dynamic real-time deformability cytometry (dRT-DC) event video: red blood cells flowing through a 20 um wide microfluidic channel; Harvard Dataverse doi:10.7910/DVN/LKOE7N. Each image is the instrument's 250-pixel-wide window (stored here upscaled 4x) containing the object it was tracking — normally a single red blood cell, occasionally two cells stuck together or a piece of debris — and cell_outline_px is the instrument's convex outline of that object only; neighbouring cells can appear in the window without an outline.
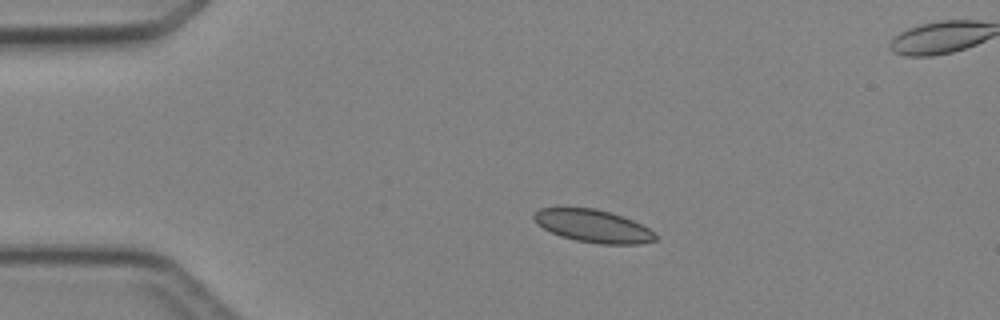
{"species": "Egyptian fruit bat (a non-hibernating species)", "species_latin": "Rousettus aegyptiacus", "temperature_condition": "cold", "stored_images_in_passage": 4, "segment_of_instrument_passage": [1, 2], "camera_frame_rate_fps": 3000, "um_per_image_px": 0.085, "animal": {"sex": "female"}, "frame": {"image": 1, "passage_image": 2, "time_ms": 1.0, "image_size_px": [1000, 320], "cell_outline_px": [[660, 236], [656, 240], [640, 244], [600, 244], [576, 240], [560, 236], [544, 228], [532, 216], [540, 208], [596, 208], [624, 216], [648, 228]], "centroid_in_image_um": [50.48, 19.22], "position_along_channel_um": 34.5, "area_um2": 23.0}}